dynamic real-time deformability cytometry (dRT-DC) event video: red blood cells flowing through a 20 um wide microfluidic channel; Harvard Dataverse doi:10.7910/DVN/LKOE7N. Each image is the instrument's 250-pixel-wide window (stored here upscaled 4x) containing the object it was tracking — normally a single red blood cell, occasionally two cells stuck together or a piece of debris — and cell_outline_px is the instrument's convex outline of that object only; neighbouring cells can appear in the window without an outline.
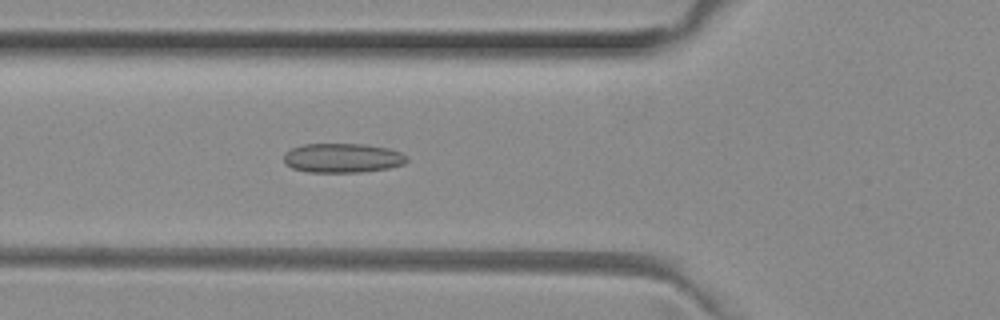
{"species": "common noctule bat (a hibernating species)", "species_latin": "Nyctalus noctula", "temperature_condition": "room temperature", "stored_images_in_passage": 52, "camera_frame_rate_fps": 3000, "um_per_image_px": 0.085, "animal": {"sex": "female", "body_mass_g": 29.2, "forearm_length_mm": 56.3}, "frame": {"image": 1, "passage_image": 18, "time_ms": 5.667, "image_size_px": [1000, 320], "cell_outline_px": [[408, 160], [404, 164], [388, 168], [360, 172], [308, 172], [292, 168], [284, 160], [284, 156], [292, 148], [304, 144], [364, 144], [388, 148], [400, 152], [408, 156]], "centroid_in_image_um": [29.16, 13.43], "position_along_channel_um": 96.6, "area_um2": 20.92}}
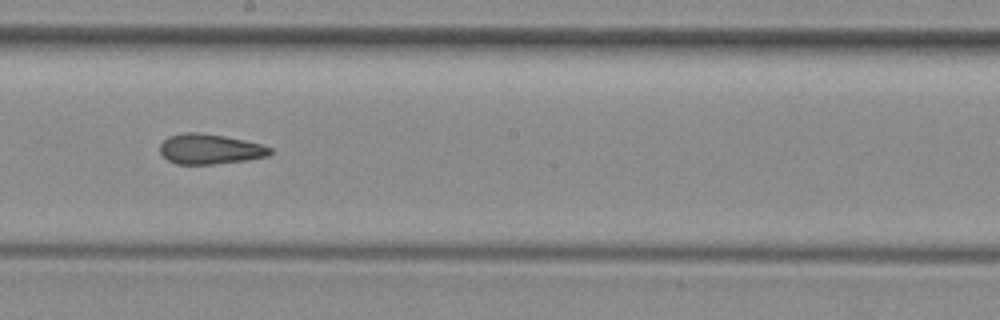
{"frame": {"image": 2, "passage_image": 28, "time_ms": 9.0, "image_size_px": [1000, 320], "cell_outline_px": [[272, 152], [268, 156], [244, 160], [212, 164], [176, 164], [168, 160], [160, 152], [160, 144], [168, 136], [184, 132], [200, 132], [224, 136], [244, 140], [260, 144], [272, 148]], "centroid_in_image_um": [17.82, 12.66], "position_along_channel_um": 230.4, "area_um2": 19.25}}
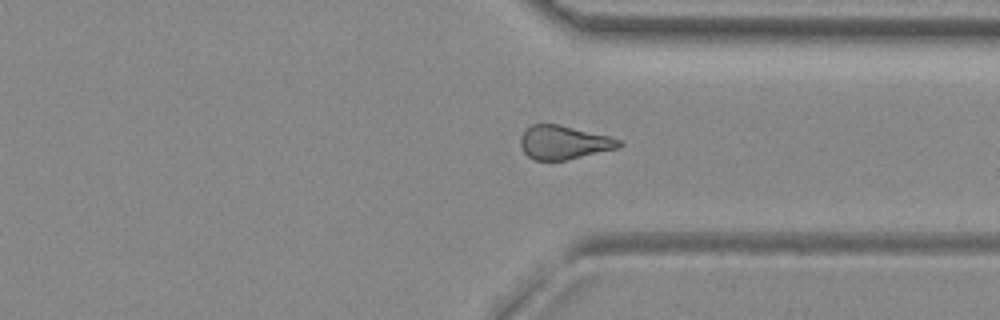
{"frame": {"image": 3, "passage_image": 38, "time_ms": 12.333, "image_size_px": [1000, 320], "cell_outline_px": [[624, 144], [620, 148], [564, 160], [536, 160], [528, 156], [524, 152], [520, 144], [520, 136], [532, 124], [560, 124], [608, 136], [620, 140]], "centroid_in_image_um": [47.93, 12.1], "position_along_channel_um": 363.5, "area_um2": 19.25}, "authors_computed_cell_mechanics": {"area_um2": 20.0566, "velocity_mm_per_s": 4.0041, "shape_relaxation_time_tau1_ms": null, "shape_relaxation_time_tau2_ms": 3.3607, "deformation_change_tau1": null, "deformation_change_tau2": 0.1067}}